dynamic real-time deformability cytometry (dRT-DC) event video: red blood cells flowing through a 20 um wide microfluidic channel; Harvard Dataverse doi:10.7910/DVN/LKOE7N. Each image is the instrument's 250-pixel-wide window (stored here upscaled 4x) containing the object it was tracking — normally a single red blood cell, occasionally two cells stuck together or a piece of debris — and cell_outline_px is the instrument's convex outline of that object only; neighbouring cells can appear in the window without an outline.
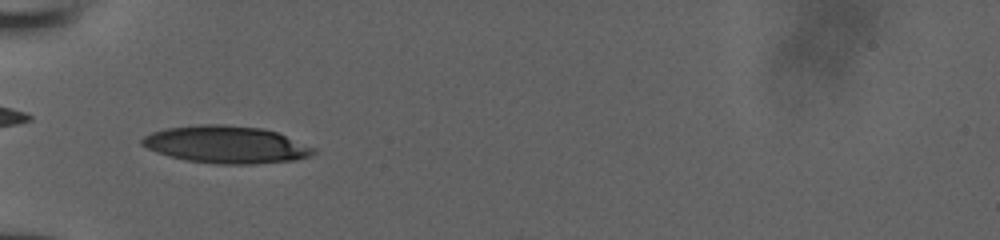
{"species": "human", "species_latin": "Homo sapiens", "temperature_condition": "room temperature", "stored_images_in_passage": 22, "camera_frame_rate_fps": 3000, "um_per_image_px": 0.085, "donor": {"sex": "male"}, "frame": {"image": 1, "passage_image": 13, "time_ms": 4.0, "image_size_px": [1000, 240], "cell_outline_px": [[316, 152], [308, 156], [296, 160], [252, 164], [216, 164], [184, 160], [156, 152], [140, 144], [140, 140], [144, 136], [152, 132], [168, 128], [200, 124], [224, 124], [264, 128], [276, 132], [316, 148]], "centroid_in_image_um": [19.21, 12.29], "position_along_channel_um": 65.8, "area_um2": 37.34}}
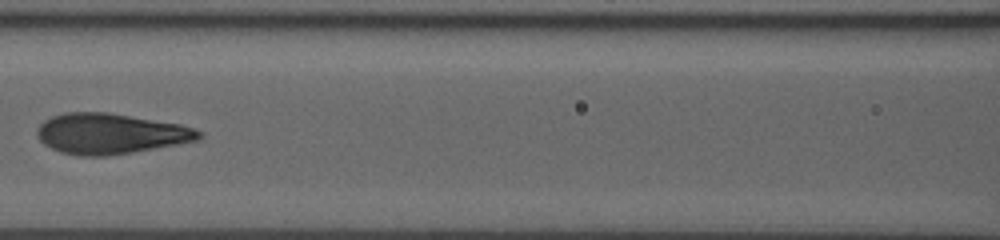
{"frame": {"image": 2, "passage_image": 16, "time_ms": 5.0, "image_size_px": [1000, 240], "cell_outline_px": [[204, 136], [200, 140], [132, 152], [104, 156], [80, 156], [60, 152], [44, 144], [36, 136], [36, 128], [44, 120], [52, 116], [64, 112], [108, 112], [180, 124], [204, 132]], "centroid_in_image_um": [9.37, 11.36], "position_along_channel_um": 157.2, "area_um2": 38.32}}
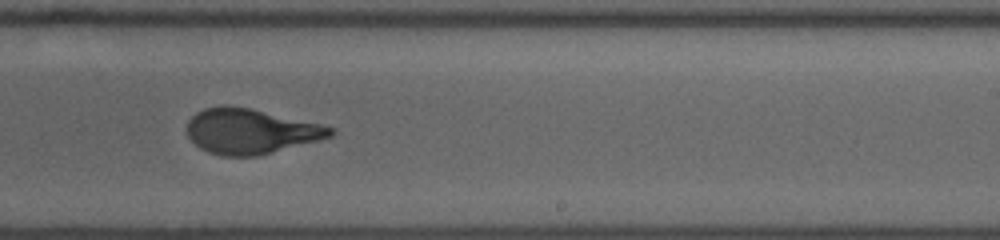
{"frame": {"image": 3, "passage_image": 21, "time_ms": 6.667, "image_size_px": [1000, 240], "cell_outline_px": [[336, 132], [332, 136], [256, 156], [220, 156], [208, 152], [200, 148], [188, 136], [188, 120], [196, 112], [204, 108], [224, 104], [228, 104], [248, 108], [320, 124], [336, 128]], "centroid_in_image_um": [21.26, 11.15], "position_along_channel_um": 267.7, "area_um2": 37.34}}